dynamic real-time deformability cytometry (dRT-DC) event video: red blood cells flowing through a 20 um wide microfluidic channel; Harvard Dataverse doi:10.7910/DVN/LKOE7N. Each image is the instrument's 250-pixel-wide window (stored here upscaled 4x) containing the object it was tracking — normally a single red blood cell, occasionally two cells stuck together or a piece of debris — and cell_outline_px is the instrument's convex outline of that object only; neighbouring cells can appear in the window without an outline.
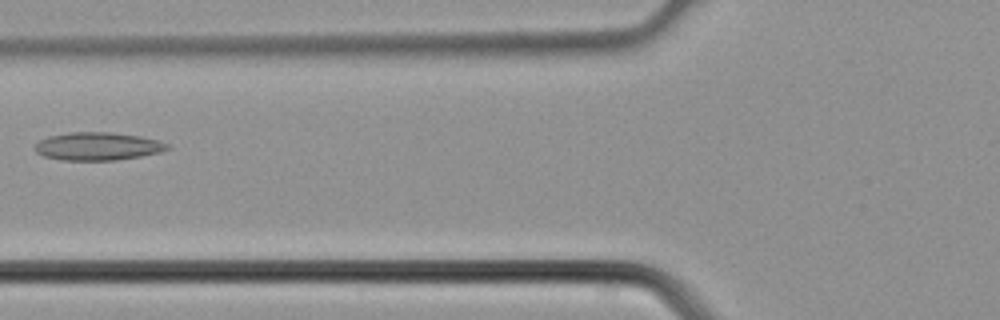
{"species": "common noctule bat (a hibernating species)", "species_latin": "Nyctalus noctula", "temperature_condition": "cold", "stored_images_in_passage": 6, "camera_frame_rate_fps": 3000, "um_per_image_px": 0.085, "animal": {"sex": "male", "body_mass_g": 21.5, "forearm_length_mm": 52.0}, "frame": {"image": 1, "passage_image": 6, "time_ms": 1.667, "image_size_px": [1000, 320], "cell_outline_px": [[172, 148], [160, 152], [140, 156], [116, 160], [60, 160], [44, 156], [36, 152], [36, 144], [40, 140], [48, 136], [68, 132], [112, 132], [140, 136], [160, 140], [172, 144]], "centroid_in_image_um": [8.37, 12.43], "position_along_channel_um": 117.4, "area_um2": 21.79}}